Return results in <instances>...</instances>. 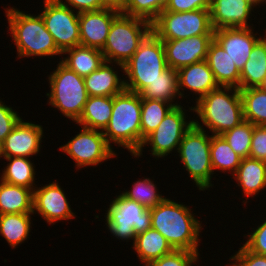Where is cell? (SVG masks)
<instances>
[{"mask_svg":"<svg viewBox=\"0 0 266 266\" xmlns=\"http://www.w3.org/2000/svg\"><path fill=\"white\" fill-rule=\"evenodd\" d=\"M34 213H11L0 215V234L12 248L29 238L31 215Z\"/></svg>","mask_w":266,"mask_h":266,"instance_id":"30","label":"cell"},{"mask_svg":"<svg viewBox=\"0 0 266 266\" xmlns=\"http://www.w3.org/2000/svg\"><path fill=\"white\" fill-rule=\"evenodd\" d=\"M109 64L113 63L104 61L97 70L83 77L88 96H115L125 90L124 77L121 79Z\"/></svg>","mask_w":266,"mask_h":266,"instance_id":"22","label":"cell"},{"mask_svg":"<svg viewBox=\"0 0 266 266\" xmlns=\"http://www.w3.org/2000/svg\"><path fill=\"white\" fill-rule=\"evenodd\" d=\"M113 96H89L77 124L103 131L112 115Z\"/></svg>","mask_w":266,"mask_h":266,"instance_id":"26","label":"cell"},{"mask_svg":"<svg viewBox=\"0 0 266 266\" xmlns=\"http://www.w3.org/2000/svg\"><path fill=\"white\" fill-rule=\"evenodd\" d=\"M68 54L60 62L79 76L85 77L97 70L105 61L101 50L85 46H75L62 52Z\"/></svg>","mask_w":266,"mask_h":266,"instance_id":"25","label":"cell"},{"mask_svg":"<svg viewBox=\"0 0 266 266\" xmlns=\"http://www.w3.org/2000/svg\"><path fill=\"white\" fill-rule=\"evenodd\" d=\"M246 197H253L266 188V162L254 158H244L233 175Z\"/></svg>","mask_w":266,"mask_h":266,"instance_id":"23","label":"cell"},{"mask_svg":"<svg viewBox=\"0 0 266 266\" xmlns=\"http://www.w3.org/2000/svg\"><path fill=\"white\" fill-rule=\"evenodd\" d=\"M178 103H167L161 100L141 98V146L144 139L153 132L166 114Z\"/></svg>","mask_w":266,"mask_h":266,"instance_id":"33","label":"cell"},{"mask_svg":"<svg viewBox=\"0 0 266 266\" xmlns=\"http://www.w3.org/2000/svg\"><path fill=\"white\" fill-rule=\"evenodd\" d=\"M141 98L161 100L172 103L177 97H183L184 94L179 91V82L177 70L168 67L159 78L149 83L140 93Z\"/></svg>","mask_w":266,"mask_h":266,"instance_id":"29","label":"cell"},{"mask_svg":"<svg viewBox=\"0 0 266 266\" xmlns=\"http://www.w3.org/2000/svg\"><path fill=\"white\" fill-rule=\"evenodd\" d=\"M249 157L266 162V126H254Z\"/></svg>","mask_w":266,"mask_h":266,"instance_id":"40","label":"cell"},{"mask_svg":"<svg viewBox=\"0 0 266 266\" xmlns=\"http://www.w3.org/2000/svg\"><path fill=\"white\" fill-rule=\"evenodd\" d=\"M263 2L266 4V0H261V4H262Z\"/></svg>","mask_w":266,"mask_h":266,"instance_id":"49","label":"cell"},{"mask_svg":"<svg viewBox=\"0 0 266 266\" xmlns=\"http://www.w3.org/2000/svg\"><path fill=\"white\" fill-rule=\"evenodd\" d=\"M3 157L2 142L0 141V158Z\"/></svg>","mask_w":266,"mask_h":266,"instance_id":"48","label":"cell"},{"mask_svg":"<svg viewBox=\"0 0 266 266\" xmlns=\"http://www.w3.org/2000/svg\"><path fill=\"white\" fill-rule=\"evenodd\" d=\"M70 207L63 189L56 181L34 189L33 213L38 212L47 223L74 218Z\"/></svg>","mask_w":266,"mask_h":266,"instance_id":"15","label":"cell"},{"mask_svg":"<svg viewBox=\"0 0 266 266\" xmlns=\"http://www.w3.org/2000/svg\"><path fill=\"white\" fill-rule=\"evenodd\" d=\"M189 109L196 112L202 122L201 125L194 119V125L203 129L204 124L212 135H222L244 121L240 89L236 87L219 86L198 99L195 107Z\"/></svg>","mask_w":266,"mask_h":266,"instance_id":"2","label":"cell"},{"mask_svg":"<svg viewBox=\"0 0 266 266\" xmlns=\"http://www.w3.org/2000/svg\"><path fill=\"white\" fill-rule=\"evenodd\" d=\"M254 126L244 120L240 125L221 135L242 159L249 157Z\"/></svg>","mask_w":266,"mask_h":266,"instance_id":"37","label":"cell"},{"mask_svg":"<svg viewBox=\"0 0 266 266\" xmlns=\"http://www.w3.org/2000/svg\"><path fill=\"white\" fill-rule=\"evenodd\" d=\"M43 128L39 124L20 120L2 142L3 157L29 158L40 152Z\"/></svg>","mask_w":266,"mask_h":266,"instance_id":"17","label":"cell"},{"mask_svg":"<svg viewBox=\"0 0 266 266\" xmlns=\"http://www.w3.org/2000/svg\"><path fill=\"white\" fill-rule=\"evenodd\" d=\"M169 0H124L121 13L152 23L164 11Z\"/></svg>","mask_w":266,"mask_h":266,"instance_id":"36","label":"cell"},{"mask_svg":"<svg viewBox=\"0 0 266 266\" xmlns=\"http://www.w3.org/2000/svg\"><path fill=\"white\" fill-rule=\"evenodd\" d=\"M34 190L11 185L0 179V215L33 213Z\"/></svg>","mask_w":266,"mask_h":266,"instance_id":"27","label":"cell"},{"mask_svg":"<svg viewBox=\"0 0 266 266\" xmlns=\"http://www.w3.org/2000/svg\"><path fill=\"white\" fill-rule=\"evenodd\" d=\"M258 88L261 89L262 91L266 92V75L263 78V81Z\"/></svg>","mask_w":266,"mask_h":266,"instance_id":"46","label":"cell"},{"mask_svg":"<svg viewBox=\"0 0 266 266\" xmlns=\"http://www.w3.org/2000/svg\"><path fill=\"white\" fill-rule=\"evenodd\" d=\"M152 32V23L120 13L112 22L106 43L101 50L105 61L120 66L134 55L143 40Z\"/></svg>","mask_w":266,"mask_h":266,"instance_id":"5","label":"cell"},{"mask_svg":"<svg viewBox=\"0 0 266 266\" xmlns=\"http://www.w3.org/2000/svg\"><path fill=\"white\" fill-rule=\"evenodd\" d=\"M105 218L108 230L121 240H135L137 234L151 228V210L121 193L111 201Z\"/></svg>","mask_w":266,"mask_h":266,"instance_id":"10","label":"cell"},{"mask_svg":"<svg viewBox=\"0 0 266 266\" xmlns=\"http://www.w3.org/2000/svg\"><path fill=\"white\" fill-rule=\"evenodd\" d=\"M177 74L179 91L184 92V88L190 89L194 94L199 95L195 100L219 87L206 60L184 66L177 70Z\"/></svg>","mask_w":266,"mask_h":266,"instance_id":"20","label":"cell"},{"mask_svg":"<svg viewBox=\"0 0 266 266\" xmlns=\"http://www.w3.org/2000/svg\"><path fill=\"white\" fill-rule=\"evenodd\" d=\"M211 0H169L164 11L189 12L198 9H210Z\"/></svg>","mask_w":266,"mask_h":266,"instance_id":"43","label":"cell"},{"mask_svg":"<svg viewBox=\"0 0 266 266\" xmlns=\"http://www.w3.org/2000/svg\"><path fill=\"white\" fill-rule=\"evenodd\" d=\"M22 118L17 111L4 105L0 100V141L3 142L6 136L15 128Z\"/></svg>","mask_w":266,"mask_h":266,"instance_id":"39","label":"cell"},{"mask_svg":"<svg viewBox=\"0 0 266 266\" xmlns=\"http://www.w3.org/2000/svg\"><path fill=\"white\" fill-rule=\"evenodd\" d=\"M151 228L160 232L174 250L199 253L201 222L189 207L165 198L151 208Z\"/></svg>","mask_w":266,"mask_h":266,"instance_id":"1","label":"cell"},{"mask_svg":"<svg viewBox=\"0 0 266 266\" xmlns=\"http://www.w3.org/2000/svg\"><path fill=\"white\" fill-rule=\"evenodd\" d=\"M249 2H251L255 7L257 5H260L261 4V0H248Z\"/></svg>","mask_w":266,"mask_h":266,"instance_id":"47","label":"cell"},{"mask_svg":"<svg viewBox=\"0 0 266 266\" xmlns=\"http://www.w3.org/2000/svg\"><path fill=\"white\" fill-rule=\"evenodd\" d=\"M210 146L211 135L193 124L182 138L177 151L183 167L200 191L212 187L211 178L214 171L211 165Z\"/></svg>","mask_w":266,"mask_h":266,"instance_id":"8","label":"cell"},{"mask_svg":"<svg viewBox=\"0 0 266 266\" xmlns=\"http://www.w3.org/2000/svg\"><path fill=\"white\" fill-rule=\"evenodd\" d=\"M199 256V253L188 250H173L161 258L153 260L147 266H192L197 262Z\"/></svg>","mask_w":266,"mask_h":266,"instance_id":"38","label":"cell"},{"mask_svg":"<svg viewBox=\"0 0 266 266\" xmlns=\"http://www.w3.org/2000/svg\"><path fill=\"white\" fill-rule=\"evenodd\" d=\"M210 158L213 171L220 169L231 175L236 173L242 160L221 135H211Z\"/></svg>","mask_w":266,"mask_h":266,"instance_id":"32","label":"cell"},{"mask_svg":"<svg viewBox=\"0 0 266 266\" xmlns=\"http://www.w3.org/2000/svg\"><path fill=\"white\" fill-rule=\"evenodd\" d=\"M133 243L132 248L137 252V257L144 266L174 250L166 238L152 228L137 234Z\"/></svg>","mask_w":266,"mask_h":266,"instance_id":"24","label":"cell"},{"mask_svg":"<svg viewBox=\"0 0 266 266\" xmlns=\"http://www.w3.org/2000/svg\"><path fill=\"white\" fill-rule=\"evenodd\" d=\"M262 221L253 233L247 235L249 239L243 246L251 252L266 256V220Z\"/></svg>","mask_w":266,"mask_h":266,"instance_id":"41","label":"cell"},{"mask_svg":"<svg viewBox=\"0 0 266 266\" xmlns=\"http://www.w3.org/2000/svg\"><path fill=\"white\" fill-rule=\"evenodd\" d=\"M251 27L248 28H222L214 30V39L228 53L239 71L248 61L249 55L255 44L262 38L253 33Z\"/></svg>","mask_w":266,"mask_h":266,"instance_id":"18","label":"cell"},{"mask_svg":"<svg viewBox=\"0 0 266 266\" xmlns=\"http://www.w3.org/2000/svg\"><path fill=\"white\" fill-rule=\"evenodd\" d=\"M120 13L111 8L79 13L80 45L102 50L111 24Z\"/></svg>","mask_w":266,"mask_h":266,"instance_id":"16","label":"cell"},{"mask_svg":"<svg viewBox=\"0 0 266 266\" xmlns=\"http://www.w3.org/2000/svg\"><path fill=\"white\" fill-rule=\"evenodd\" d=\"M108 145L111 142L128 149L135 156L141 149V96L124 90L113 96L112 115L102 131Z\"/></svg>","mask_w":266,"mask_h":266,"instance_id":"3","label":"cell"},{"mask_svg":"<svg viewBox=\"0 0 266 266\" xmlns=\"http://www.w3.org/2000/svg\"><path fill=\"white\" fill-rule=\"evenodd\" d=\"M155 185L150 178L139 179L133 183L130 191H123L121 194L130 200L138 202L146 209H151L166 198L159 194L160 192H158Z\"/></svg>","mask_w":266,"mask_h":266,"instance_id":"35","label":"cell"},{"mask_svg":"<svg viewBox=\"0 0 266 266\" xmlns=\"http://www.w3.org/2000/svg\"><path fill=\"white\" fill-rule=\"evenodd\" d=\"M214 35H198L184 39L162 41L168 67L178 70L206 60L208 47Z\"/></svg>","mask_w":266,"mask_h":266,"instance_id":"14","label":"cell"},{"mask_svg":"<svg viewBox=\"0 0 266 266\" xmlns=\"http://www.w3.org/2000/svg\"><path fill=\"white\" fill-rule=\"evenodd\" d=\"M230 266H266V256L247 250L244 246L238 249L234 256L230 257ZM229 266V265H228Z\"/></svg>","mask_w":266,"mask_h":266,"instance_id":"42","label":"cell"},{"mask_svg":"<svg viewBox=\"0 0 266 266\" xmlns=\"http://www.w3.org/2000/svg\"><path fill=\"white\" fill-rule=\"evenodd\" d=\"M254 7L248 0H211L210 21L213 30L250 27L247 21Z\"/></svg>","mask_w":266,"mask_h":266,"instance_id":"19","label":"cell"},{"mask_svg":"<svg viewBox=\"0 0 266 266\" xmlns=\"http://www.w3.org/2000/svg\"><path fill=\"white\" fill-rule=\"evenodd\" d=\"M244 120L266 126V92L259 88L240 89Z\"/></svg>","mask_w":266,"mask_h":266,"instance_id":"34","label":"cell"},{"mask_svg":"<svg viewBox=\"0 0 266 266\" xmlns=\"http://www.w3.org/2000/svg\"><path fill=\"white\" fill-rule=\"evenodd\" d=\"M152 32L162 41L214 35L210 9L189 12L162 11L152 22Z\"/></svg>","mask_w":266,"mask_h":266,"instance_id":"9","label":"cell"},{"mask_svg":"<svg viewBox=\"0 0 266 266\" xmlns=\"http://www.w3.org/2000/svg\"><path fill=\"white\" fill-rule=\"evenodd\" d=\"M60 4L67 6L73 10H76L77 13L86 12V11H96L105 8L100 0H57Z\"/></svg>","mask_w":266,"mask_h":266,"instance_id":"44","label":"cell"},{"mask_svg":"<svg viewBox=\"0 0 266 266\" xmlns=\"http://www.w3.org/2000/svg\"><path fill=\"white\" fill-rule=\"evenodd\" d=\"M8 31L17 48L18 57L62 55L40 14H26L15 8H5Z\"/></svg>","mask_w":266,"mask_h":266,"instance_id":"4","label":"cell"},{"mask_svg":"<svg viewBox=\"0 0 266 266\" xmlns=\"http://www.w3.org/2000/svg\"><path fill=\"white\" fill-rule=\"evenodd\" d=\"M100 3L105 8H111V9H115L117 11H121V9L124 5V0H100Z\"/></svg>","mask_w":266,"mask_h":266,"instance_id":"45","label":"cell"},{"mask_svg":"<svg viewBox=\"0 0 266 266\" xmlns=\"http://www.w3.org/2000/svg\"><path fill=\"white\" fill-rule=\"evenodd\" d=\"M123 66L125 89L139 94L168 68L162 40L151 32Z\"/></svg>","mask_w":266,"mask_h":266,"instance_id":"6","label":"cell"},{"mask_svg":"<svg viewBox=\"0 0 266 266\" xmlns=\"http://www.w3.org/2000/svg\"><path fill=\"white\" fill-rule=\"evenodd\" d=\"M266 32V31H265ZM266 34V33H265ZM266 75V36L252 49L240 71V89L258 88Z\"/></svg>","mask_w":266,"mask_h":266,"instance_id":"28","label":"cell"},{"mask_svg":"<svg viewBox=\"0 0 266 266\" xmlns=\"http://www.w3.org/2000/svg\"><path fill=\"white\" fill-rule=\"evenodd\" d=\"M81 127L79 134L60 147L76 162L77 168L96 166L116 156L102 131Z\"/></svg>","mask_w":266,"mask_h":266,"instance_id":"13","label":"cell"},{"mask_svg":"<svg viewBox=\"0 0 266 266\" xmlns=\"http://www.w3.org/2000/svg\"><path fill=\"white\" fill-rule=\"evenodd\" d=\"M40 13L46 29L50 32L57 48L63 52L80 45L79 13L57 0H44Z\"/></svg>","mask_w":266,"mask_h":266,"instance_id":"12","label":"cell"},{"mask_svg":"<svg viewBox=\"0 0 266 266\" xmlns=\"http://www.w3.org/2000/svg\"><path fill=\"white\" fill-rule=\"evenodd\" d=\"M184 110L181 105L173 107L159 126L144 139L141 149L134 157H140L143 147L149 144L155 159L167 156L174 149L178 151L182 138L194 124V120L186 121Z\"/></svg>","mask_w":266,"mask_h":266,"instance_id":"11","label":"cell"},{"mask_svg":"<svg viewBox=\"0 0 266 266\" xmlns=\"http://www.w3.org/2000/svg\"><path fill=\"white\" fill-rule=\"evenodd\" d=\"M9 163L2 171L1 180L5 183L17 186H23L34 190L35 185V167L29 158L25 157H10L4 158ZM34 184V185H33Z\"/></svg>","mask_w":266,"mask_h":266,"instance_id":"31","label":"cell"},{"mask_svg":"<svg viewBox=\"0 0 266 266\" xmlns=\"http://www.w3.org/2000/svg\"><path fill=\"white\" fill-rule=\"evenodd\" d=\"M48 80L51 91L46 95L49 98L48 104L57 108L63 116L76 122L89 97L83 77L59 62Z\"/></svg>","mask_w":266,"mask_h":266,"instance_id":"7","label":"cell"},{"mask_svg":"<svg viewBox=\"0 0 266 266\" xmlns=\"http://www.w3.org/2000/svg\"><path fill=\"white\" fill-rule=\"evenodd\" d=\"M206 62L219 86L240 89V71L222 46L213 39L208 47Z\"/></svg>","mask_w":266,"mask_h":266,"instance_id":"21","label":"cell"}]
</instances>
